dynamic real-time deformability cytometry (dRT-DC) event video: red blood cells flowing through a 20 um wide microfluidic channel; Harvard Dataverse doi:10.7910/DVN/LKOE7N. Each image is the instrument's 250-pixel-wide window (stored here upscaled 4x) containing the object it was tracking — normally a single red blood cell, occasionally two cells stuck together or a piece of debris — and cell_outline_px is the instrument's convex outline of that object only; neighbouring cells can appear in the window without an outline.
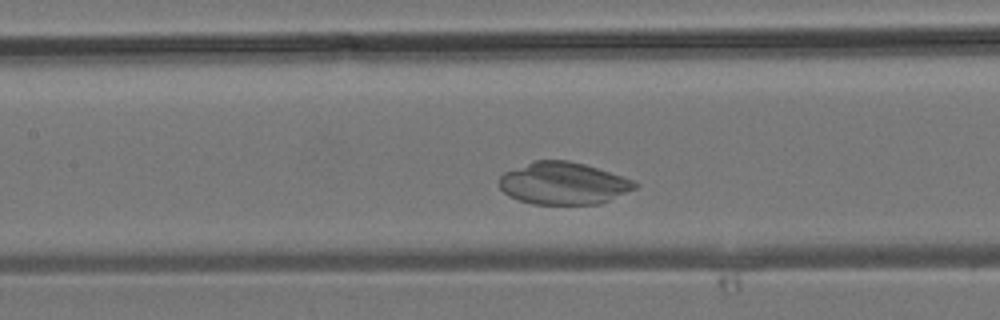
{"species": "common noctule bat (a hibernating species)", "species_latin": "Nyctalus noctula", "temperature_condition": "room temperature", "stored_images_in_passage": 28, "camera_frame_rate_fps": 3000, "um_per_image_px": 0.085, "animal": {"sex": "male", "body_mass_g": 19.2, "forearm_length_mm": 51.8}, "frame": {"image": 1, "passage_image": 13, "time_ms": 4.0, "image_size_px": [1000, 320], "cell_outline_px": [[640, 184], [636, 188], [600, 204], [532, 204], [508, 196], [500, 188], [500, 176], [504, 172], [532, 160], [568, 160], [584, 164], [632, 180]], "centroid_in_image_um": [47.85, 15.58], "position_along_channel_um": 159.5, "area_um2": 33.23}}
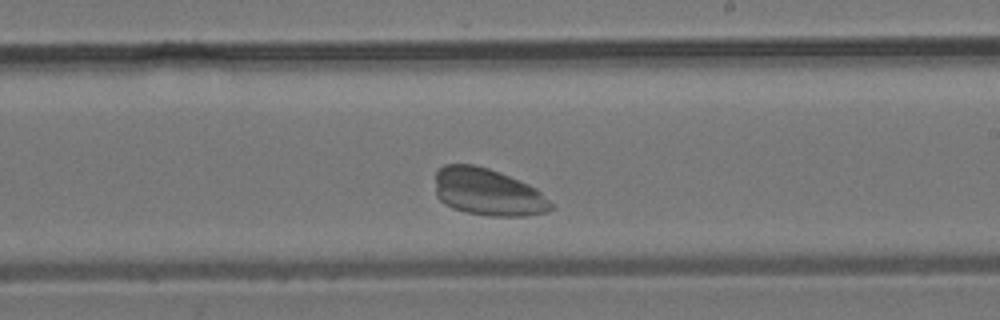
{"frame": {"image": 2, "passage_image": 18, "time_ms": 5.667, "image_size_px": [1000, 320], "cell_outline_px": [[552, 208], [548, 212], [524, 216], [488, 216], [464, 212], [452, 208], [440, 200], [436, 196], [436, 172], [444, 164], [472, 164], [488, 168], [500, 172], [528, 184], [536, 188], [552, 204]], "centroid_in_image_um": [41.45, 16.33], "position_along_channel_um": 247.6, "area_um2": 31.85}}
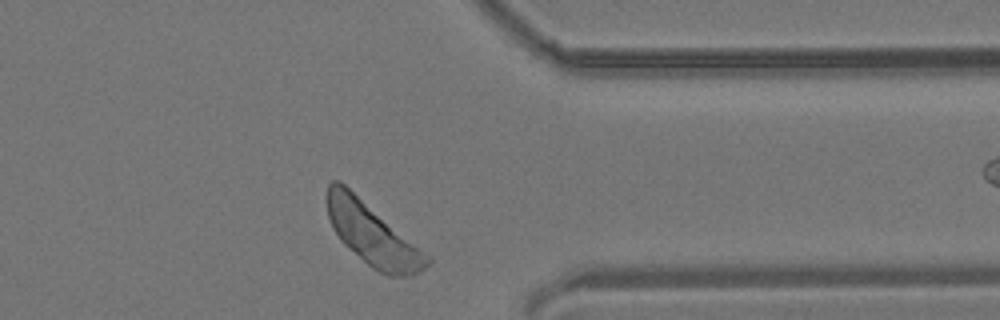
{"frame": {"image": 3, "passage_image": 26, "time_ms": 8.333, "image_size_px": [1000, 320], "cell_outline_px": [[432, 260], [420, 272], [412, 276], [388, 276], [372, 268], [344, 244], [340, 240], [328, 216], [328, 184], [332, 180], [340, 180], [432, 256]], "centroid_in_image_um": [31.72, 19.93], "position_along_channel_um": 379.7, "area_um2": 36.18}}